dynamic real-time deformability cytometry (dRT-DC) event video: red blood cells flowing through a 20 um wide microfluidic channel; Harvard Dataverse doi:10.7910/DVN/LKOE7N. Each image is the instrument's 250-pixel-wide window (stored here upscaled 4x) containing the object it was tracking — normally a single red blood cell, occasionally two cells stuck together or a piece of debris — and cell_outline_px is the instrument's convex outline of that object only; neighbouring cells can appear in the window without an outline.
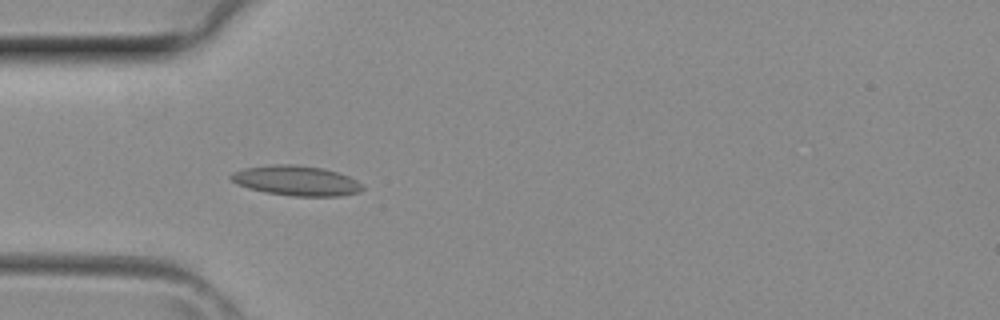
{"species": "common noctule bat (a hibernating species)", "species_latin": "Nyctalus noctula", "temperature_condition": "room temperature", "stored_images_in_passage": 39, "camera_frame_rate_fps": 3000, "um_per_image_px": 0.085, "animal": {"sex": "female", "body_mass_g": 29.2, "forearm_length_mm": 56.3}, "frame": {"image": 1, "passage_image": 11, "time_ms": 3.333, "image_size_px": [1000, 320], "cell_outline_px": [[364, 188], [360, 192], [340, 196], [292, 196], [264, 192], [248, 188], [236, 184], [228, 176], [232, 172], [244, 168], [272, 164], [296, 164], [324, 168], [348, 176], [364, 184]], "centroid_in_image_um": [25.18, 15.35], "position_along_channel_um": 59.8, "area_um2": 23.24}}
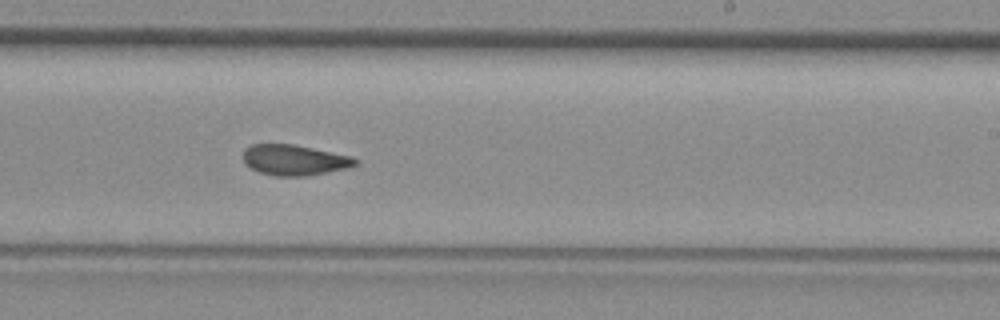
{"frame": {"image": 2, "passage_image": 23, "time_ms": 7.333, "image_size_px": [1000, 320], "cell_outline_px": [[356, 164], [352, 168], [304, 176], [276, 176], [260, 172], [244, 164], [244, 148], [252, 144], [292, 144], [352, 156], [356, 160]], "centroid_in_image_um": [25.03, 13.6], "position_along_channel_um": 264.0, "area_um2": 19.94}}
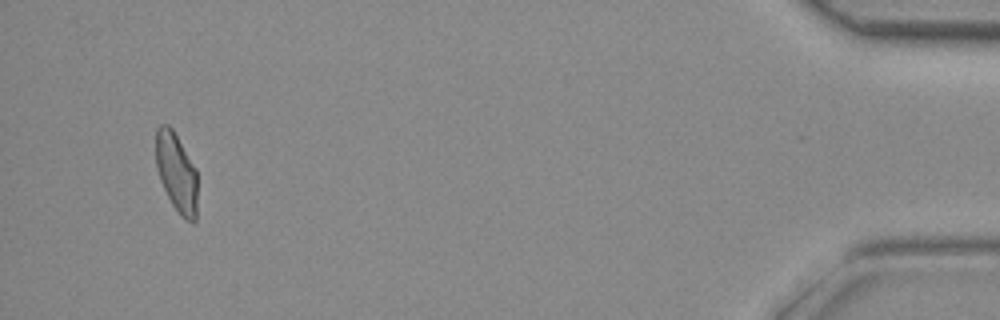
{"frame": {"image": 3, "passage_image": 37, "time_ms": 12.0, "image_size_px": [1000, 320], "cell_outline_px": [[196, 220], [192, 224], [180, 216], [172, 204], [160, 180], [156, 164], [156, 128], [160, 124], [168, 124], [172, 128], [196, 168]], "centroid_in_image_um": [14.99, 14.66], "position_along_channel_um": 420.2, "area_um2": 19.13}}